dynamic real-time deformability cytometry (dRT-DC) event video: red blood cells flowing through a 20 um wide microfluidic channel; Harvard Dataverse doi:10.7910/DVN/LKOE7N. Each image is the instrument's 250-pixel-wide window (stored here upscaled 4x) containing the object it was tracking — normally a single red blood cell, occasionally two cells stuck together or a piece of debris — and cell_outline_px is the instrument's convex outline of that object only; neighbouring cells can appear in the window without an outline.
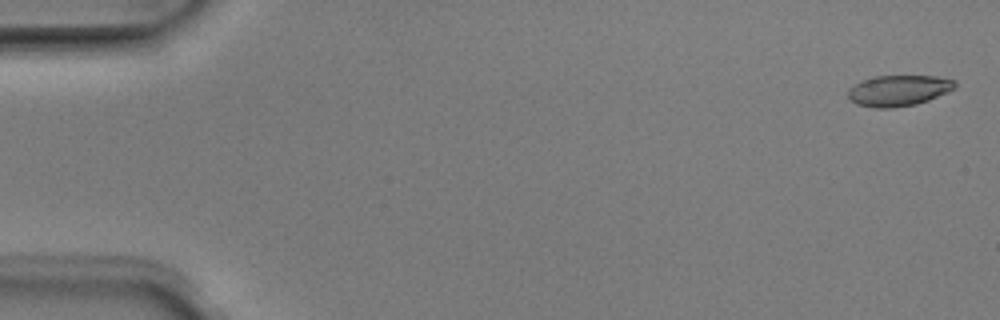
{"species": "Egyptian fruit bat (a non-hibernating species)", "species_latin": "Rousettus aegyptiacus", "temperature_condition": "room temperature", "stored_images_in_passage": 4, "camera_frame_rate_fps": 3000, "um_per_image_px": 0.085, "animal": {"sex": "male"}, "frame": {"image": 1, "passage_image": 1, "time_ms": 0.0, "image_size_px": [1000, 320], "cell_outline_px": [[956, 88], [948, 92], [928, 100], [916, 104], [892, 108], [876, 108], [856, 104], [848, 96], [848, 88], [864, 80], [876, 76], [936, 76], [956, 80]], "centroid_in_image_um": [76.41, 7.7], "position_along_channel_um": 8.6, "area_um2": 19.19}}
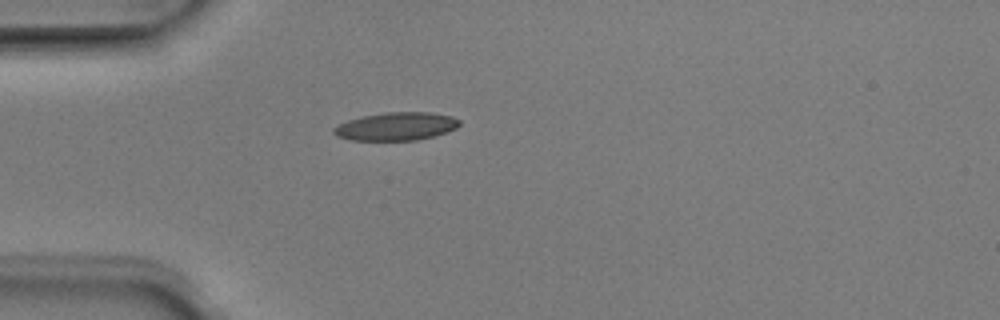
{"frame": {"image": 2, "passage_image": 4, "time_ms": 1.0, "image_size_px": [1000, 320], "cell_outline_px": [[460, 124], [456, 128], [432, 136], [416, 140], [352, 140], [336, 136], [332, 132], [332, 128], [348, 120], [360, 116], [384, 112], [428, 112], [452, 116], [460, 120]], "centroid_in_image_um": [33.64, 10.73], "position_along_channel_um": 51.4, "area_um2": 20.52}}